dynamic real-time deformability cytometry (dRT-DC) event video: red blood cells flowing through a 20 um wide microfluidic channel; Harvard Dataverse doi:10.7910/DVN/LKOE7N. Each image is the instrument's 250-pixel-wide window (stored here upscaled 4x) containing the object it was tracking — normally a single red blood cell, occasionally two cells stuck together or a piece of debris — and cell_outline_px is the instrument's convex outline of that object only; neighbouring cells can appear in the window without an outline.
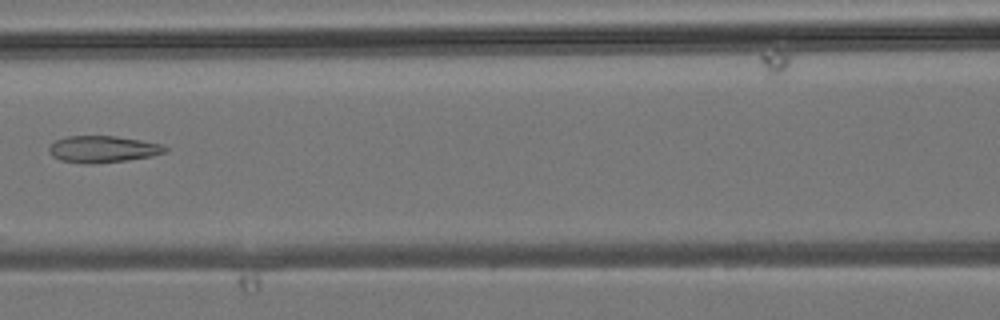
{"species": "common noctule bat (a hibernating species)", "species_latin": "Nyctalus noctula", "temperature_condition": "room temperature", "stored_images_in_passage": 4, "camera_frame_rate_fps": 3000, "um_per_image_px": 0.085, "animal": {"sex": "male", "body_mass_g": 19.2, "forearm_length_mm": 51.8}, "frame": {"image": 1, "passage_image": 4, "time_ms": 1.0, "image_size_px": [1000, 320], "cell_outline_px": [[168, 148], [164, 152], [152, 156], [124, 160], [88, 164], [84, 164], [60, 160], [52, 156], [48, 152], [48, 148], [56, 140], [68, 136], [116, 136], [164, 144]], "centroid_in_image_um": [8.72, 12.67], "position_along_channel_um": 157.9, "area_um2": 17.98}}